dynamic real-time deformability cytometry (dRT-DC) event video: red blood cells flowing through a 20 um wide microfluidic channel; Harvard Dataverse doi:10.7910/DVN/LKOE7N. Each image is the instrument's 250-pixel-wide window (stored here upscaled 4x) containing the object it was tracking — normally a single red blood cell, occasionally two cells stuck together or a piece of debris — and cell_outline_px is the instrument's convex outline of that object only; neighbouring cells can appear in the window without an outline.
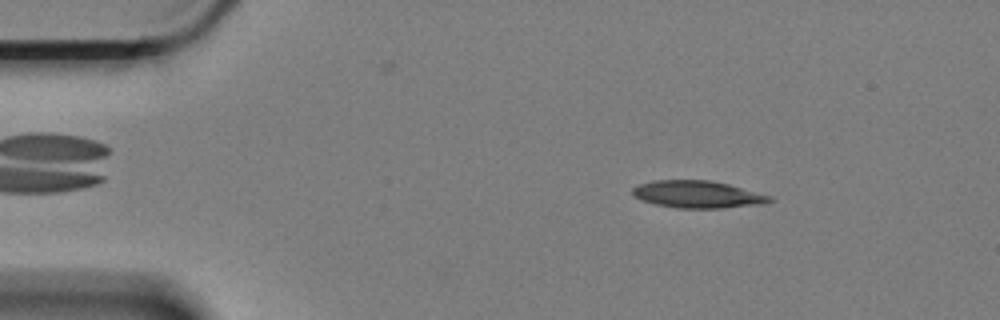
{"species": "Egyptian fruit bat (a non-hibernating species)", "species_latin": "Rousettus aegyptiacus", "temperature_condition": "cold", "stored_images_in_passage": 59, "camera_frame_rate_fps": 3000, "um_per_image_px": 0.085, "animal": {"sex": "female"}, "frame": {"image": 1, "passage_image": 8, "time_ms": 2.333, "image_size_px": [1000, 320], "cell_outline_px": [[776, 200], [764, 204], [720, 208], [676, 208], [656, 204], [632, 196], [632, 188], [640, 184], [652, 180], [708, 180], [728, 184], [772, 196]], "centroid_in_image_um": [59.32, 16.52], "position_along_channel_um": 25.7, "area_um2": 21.79}}
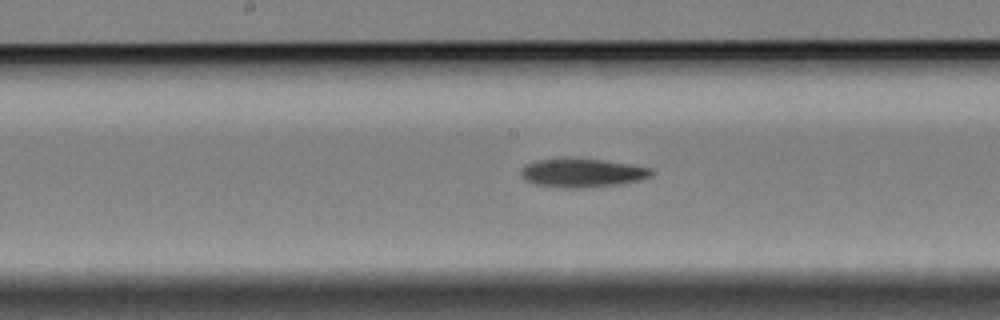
{"frame": {"image": 2, "passage_image": 29, "time_ms": 9.333, "image_size_px": [1000, 320], "cell_outline_px": [[656, 172], [652, 176], [640, 180], [620, 184], [584, 188], [560, 188], [532, 184], [524, 180], [520, 176], [520, 172], [524, 164], [536, 160], [564, 156], [604, 160], [632, 164], [652, 168]], "centroid_in_image_um": [49.45, 14.67], "position_along_channel_um": 198.7, "area_um2": 22.83}}
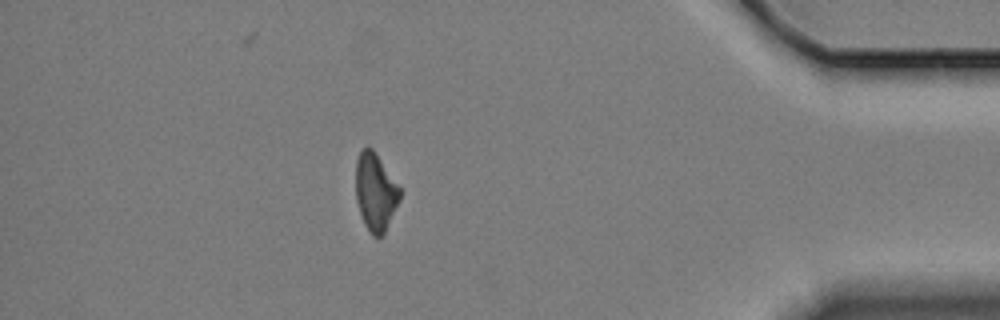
{"frame": {"image": 3, "passage_image": 51, "time_ms": 16.667, "image_size_px": [1000, 320], "cell_outline_px": [[400, 200], [384, 232], [380, 236], [372, 236], [368, 232], [364, 224], [356, 200], [356, 160], [360, 148], [368, 144], [372, 148], [400, 188]], "centroid_in_image_um": [31.88, 16.29], "position_along_channel_um": 403.3, "area_um2": 19.88}}